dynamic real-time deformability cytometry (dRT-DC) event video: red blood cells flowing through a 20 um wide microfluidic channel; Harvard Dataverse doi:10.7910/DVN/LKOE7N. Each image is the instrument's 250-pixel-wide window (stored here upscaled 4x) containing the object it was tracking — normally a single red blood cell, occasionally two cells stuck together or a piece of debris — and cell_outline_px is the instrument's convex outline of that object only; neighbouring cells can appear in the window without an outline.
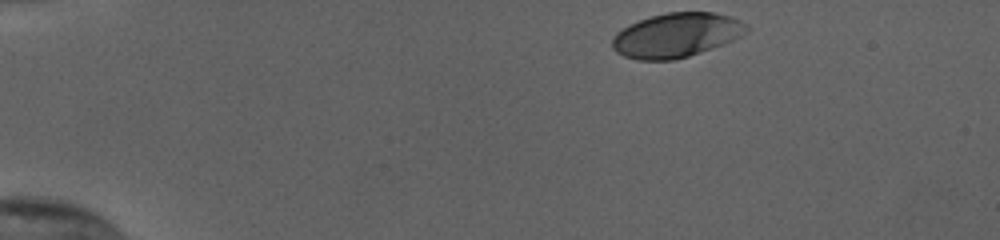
{"species": "human", "species_latin": "Homo sapiens", "temperature_condition": "cold", "stored_images_in_passage": 38, "camera_frame_rate_fps": 3000, "um_per_image_px": 0.085, "donor": {"sex": "female"}, "frame": {"image": 1, "passage_image": 1, "time_ms": 0.0, "image_size_px": [1000, 240], "cell_outline_px": [[748, 32], [724, 44], [688, 56], [672, 60], [636, 60], [624, 56], [616, 52], [612, 48], [612, 40], [616, 32], [628, 24], [652, 16], [668, 12], [716, 12], [740, 20], [748, 24]], "centroid_in_image_um": [57.48, 2.99], "position_along_channel_um": 27.5, "area_um2": 34.74}}
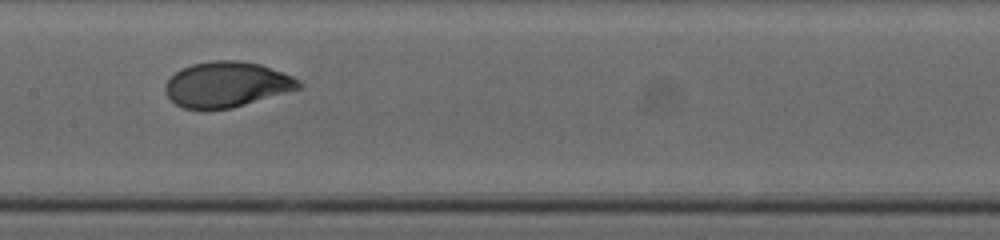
{"frame": {"image": 2, "passage_image": 21, "time_ms": 6.667, "image_size_px": [1000, 240], "cell_outline_px": [[304, 84], [300, 88], [288, 92], [232, 108], [184, 108], [176, 104], [164, 92], [164, 84], [180, 68], [192, 64], [212, 60], [240, 60], [260, 64], [284, 72], [300, 80]], "centroid_in_image_um": [19.29, 7.16], "position_along_channel_um": 188.1, "area_um2": 35.32}}
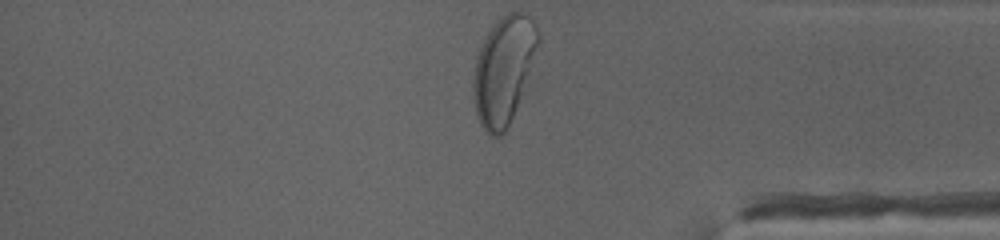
{"frame": {"image": 3, "passage_image": 38, "time_ms": 12.333, "image_size_px": [1000, 240], "cell_outline_px": [[540, 40], [512, 116], [504, 132], [500, 136], [492, 136], [480, 124], [476, 112], [472, 92], [472, 80], [476, 56], [488, 32], [496, 20], [508, 12], [520, 12], [528, 16], [536, 24], [540, 32]], "centroid_in_image_um": [42.78, 5.91], "position_along_channel_um": 392.4, "area_um2": 39.82}, "authors_computed_cell_mechanics": {"area_um2": 35.2869, "velocity_mm_per_s": 3.8134, "shape_relaxation_time_tau1_ms": 3.3983, "shape_relaxation_time_tau2_ms": null, "deformation_change_tau1": 0.1903, "deformation_change_tau2": null}}